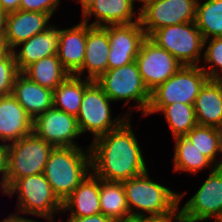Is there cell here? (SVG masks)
Masks as SVG:
<instances>
[{
	"label": "cell",
	"mask_w": 222,
	"mask_h": 222,
	"mask_svg": "<svg viewBox=\"0 0 222 222\" xmlns=\"http://www.w3.org/2000/svg\"><path fill=\"white\" fill-rule=\"evenodd\" d=\"M130 121L128 117L118 128L92 139L91 172L98 178L123 182L148 171Z\"/></svg>",
	"instance_id": "cell-1"
},
{
	"label": "cell",
	"mask_w": 222,
	"mask_h": 222,
	"mask_svg": "<svg viewBox=\"0 0 222 222\" xmlns=\"http://www.w3.org/2000/svg\"><path fill=\"white\" fill-rule=\"evenodd\" d=\"M148 172L122 182L133 220L171 213L187 194V191L178 193L153 181Z\"/></svg>",
	"instance_id": "cell-2"
},
{
	"label": "cell",
	"mask_w": 222,
	"mask_h": 222,
	"mask_svg": "<svg viewBox=\"0 0 222 222\" xmlns=\"http://www.w3.org/2000/svg\"><path fill=\"white\" fill-rule=\"evenodd\" d=\"M43 173L63 202L91 173L89 145L85 151L81 147H54Z\"/></svg>",
	"instance_id": "cell-3"
},
{
	"label": "cell",
	"mask_w": 222,
	"mask_h": 222,
	"mask_svg": "<svg viewBox=\"0 0 222 222\" xmlns=\"http://www.w3.org/2000/svg\"><path fill=\"white\" fill-rule=\"evenodd\" d=\"M3 148L5 192L17 179L43 173L54 147L31 133Z\"/></svg>",
	"instance_id": "cell-4"
},
{
	"label": "cell",
	"mask_w": 222,
	"mask_h": 222,
	"mask_svg": "<svg viewBox=\"0 0 222 222\" xmlns=\"http://www.w3.org/2000/svg\"><path fill=\"white\" fill-rule=\"evenodd\" d=\"M15 192L18 193L15 215L23 213L54 222V216L63 213V202L53 192L44 173L17 179L4 194L12 197Z\"/></svg>",
	"instance_id": "cell-5"
},
{
	"label": "cell",
	"mask_w": 222,
	"mask_h": 222,
	"mask_svg": "<svg viewBox=\"0 0 222 222\" xmlns=\"http://www.w3.org/2000/svg\"><path fill=\"white\" fill-rule=\"evenodd\" d=\"M208 79L200 66L182 65L174 75L151 92L145 116L160 113L165 106L175 102L193 105L201 87Z\"/></svg>",
	"instance_id": "cell-6"
},
{
	"label": "cell",
	"mask_w": 222,
	"mask_h": 222,
	"mask_svg": "<svg viewBox=\"0 0 222 222\" xmlns=\"http://www.w3.org/2000/svg\"><path fill=\"white\" fill-rule=\"evenodd\" d=\"M114 103L125 101L124 105L135 101L134 109L143 116L149 107L151 93L142 81L136 61L122 67L108 69L95 81Z\"/></svg>",
	"instance_id": "cell-7"
},
{
	"label": "cell",
	"mask_w": 222,
	"mask_h": 222,
	"mask_svg": "<svg viewBox=\"0 0 222 222\" xmlns=\"http://www.w3.org/2000/svg\"><path fill=\"white\" fill-rule=\"evenodd\" d=\"M149 38L172 54L182 65L199 66L202 63L204 38L195 22L159 28Z\"/></svg>",
	"instance_id": "cell-8"
},
{
	"label": "cell",
	"mask_w": 222,
	"mask_h": 222,
	"mask_svg": "<svg viewBox=\"0 0 222 222\" xmlns=\"http://www.w3.org/2000/svg\"><path fill=\"white\" fill-rule=\"evenodd\" d=\"M112 101L102 88L93 81L84 91L79 113L76 116L81 134L92 133L93 139L118 128L132 115L131 110L123 116L112 118Z\"/></svg>",
	"instance_id": "cell-9"
},
{
	"label": "cell",
	"mask_w": 222,
	"mask_h": 222,
	"mask_svg": "<svg viewBox=\"0 0 222 222\" xmlns=\"http://www.w3.org/2000/svg\"><path fill=\"white\" fill-rule=\"evenodd\" d=\"M188 222H203L222 218V167L209 172L197 192L181 207Z\"/></svg>",
	"instance_id": "cell-10"
},
{
	"label": "cell",
	"mask_w": 222,
	"mask_h": 222,
	"mask_svg": "<svg viewBox=\"0 0 222 222\" xmlns=\"http://www.w3.org/2000/svg\"><path fill=\"white\" fill-rule=\"evenodd\" d=\"M198 0H152L140 10V23L149 37L155 30L195 22Z\"/></svg>",
	"instance_id": "cell-11"
},
{
	"label": "cell",
	"mask_w": 222,
	"mask_h": 222,
	"mask_svg": "<svg viewBox=\"0 0 222 222\" xmlns=\"http://www.w3.org/2000/svg\"><path fill=\"white\" fill-rule=\"evenodd\" d=\"M135 61L142 81L150 93L182 66L172 54L159 47L149 37L142 42Z\"/></svg>",
	"instance_id": "cell-12"
},
{
	"label": "cell",
	"mask_w": 222,
	"mask_h": 222,
	"mask_svg": "<svg viewBox=\"0 0 222 222\" xmlns=\"http://www.w3.org/2000/svg\"><path fill=\"white\" fill-rule=\"evenodd\" d=\"M33 133L53 147H82L74 142L81 135L76 116L55 107L33 120Z\"/></svg>",
	"instance_id": "cell-13"
},
{
	"label": "cell",
	"mask_w": 222,
	"mask_h": 222,
	"mask_svg": "<svg viewBox=\"0 0 222 222\" xmlns=\"http://www.w3.org/2000/svg\"><path fill=\"white\" fill-rule=\"evenodd\" d=\"M109 37L108 69L128 65L136 60L147 37L140 21L131 24L107 25Z\"/></svg>",
	"instance_id": "cell-14"
},
{
	"label": "cell",
	"mask_w": 222,
	"mask_h": 222,
	"mask_svg": "<svg viewBox=\"0 0 222 222\" xmlns=\"http://www.w3.org/2000/svg\"><path fill=\"white\" fill-rule=\"evenodd\" d=\"M51 17L46 13L22 10L6 14L3 40L8 49L12 51L19 43L46 31L52 26L49 24Z\"/></svg>",
	"instance_id": "cell-15"
},
{
	"label": "cell",
	"mask_w": 222,
	"mask_h": 222,
	"mask_svg": "<svg viewBox=\"0 0 222 222\" xmlns=\"http://www.w3.org/2000/svg\"><path fill=\"white\" fill-rule=\"evenodd\" d=\"M109 50L108 30L103 26H91L87 23L85 58L76 76L82 77L84 74L85 79L96 81L108 70Z\"/></svg>",
	"instance_id": "cell-16"
},
{
	"label": "cell",
	"mask_w": 222,
	"mask_h": 222,
	"mask_svg": "<svg viewBox=\"0 0 222 222\" xmlns=\"http://www.w3.org/2000/svg\"><path fill=\"white\" fill-rule=\"evenodd\" d=\"M33 133V119L10 95L0 96V141L3 147ZM11 141V142H10Z\"/></svg>",
	"instance_id": "cell-17"
},
{
	"label": "cell",
	"mask_w": 222,
	"mask_h": 222,
	"mask_svg": "<svg viewBox=\"0 0 222 222\" xmlns=\"http://www.w3.org/2000/svg\"><path fill=\"white\" fill-rule=\"evenodd\" d=\"M87 23L81 21L71 28L60 29L57 55L63 68L76 75L82 68L85 58Z\"/></svg>",
	"instance_id": "cell-18"
},
{
	"label": "cell",
	"mask_w": 222,
	"mask_h": 222,
	"mask_svg": "<svg viewBox=\"0 0 222 222\" xmlns=\"http://www.w3.org/2000/svg\"><path fill=\"white\" fill-rule=\"evenodd\" d=\"M91 16H94L96 20L89 23ZM139 19L140 11L136 12L131 0H95L82 14V21L91 26L131 24L139 22Z\"/></svg>",
	"instance_id": "cell-19"
},
{
	"label": "cell",
	"mask_w": 222,
	"mask_h": 222,
	"mask_svg": "<svg viewBox=\"0 0 222 222\" xmlns=\"http://www.w3.org/2000/svg\"><path fill=\"white\" fill-rule=\"evenodd\" d=\"M58 44L59 28L54 25L46 31L34 35L29 40L19 43L12 50L18 70L23 72L32 63L56 55ZM20 45L22 48L17 51V47Z\"/></svg>",
	"instance_id": "cell-20"
},
{
	"label": "cell",
	"mask_w": 222,
	"mask_h": 222,
	"mask_svg": "<svg viewBox=\"0 0 222 222\" xmlns=\"http://www.w3.org/2000/svg\"><path fill=\"white\" fill-rule=\"evenodd\" d=\"M12 95L33 120L53 107V90L31 81L22 72L16 76Z\"/></svg>",
	"instance_id": "cell-21"
},
{
	"label": "cell",
	"mask_w": 222,
	"mask_h": 222,
	"mask_svg": "<svg viewBox=\"0 0 222 222\" xmlns=\"http://www.w3.org/2000/svg\"><path fill=\"white\" fill-rule=\"evenodd\" d=\"M100 178L92 172L63 201L62 211L69 216L88 217L101 213L100 208Z\"/></svg>",
	"instance_id": "cell-22"
},
{
	"label": "cell",
	"mask_w": 222,
	"mask_h": 222,
	"mask_svg": "<svg viewBox=\"0 0 222 222\" xmlns=\"http://www.w3.org/2000/svg\"><path fill=\"white\" fill-rule=\"evenodd\" d=\"M198 125L218 128L222 123V85L208 79L193 104Z\"/></svg>",
	"instance_id": "cell-23"
},
{
	"label": "cell",
	"mask_w": 222,
	"mask_h": 222,
	"mask_svg": "<svg viewBox=\"0 0 222 222\" xmlns=\"http://www.w3.org/2000/svg\"><path fill=\"white\" fill-rule=\"evenodd\" d=\"M101 214L112 218L115 222L133 220L125 196L122 182L100 179Z\"/></svg>",
	"instance_id": "cell-24"
},
{
	"label": "cell",
	"mask_w": 222,
	"mask_h": 222,
	"mask_svg": "<svg viewBox=\"0 0 222 222\" xmlns=\"http://www.w3.org/2000/svg\"><path fill=\"white\" fill-rule=\"evenodd\" d=\"M92 80L69 75L55 90H53V107L77 116L83 100L85 89Z\"/></svg>",
	"instance_id": "cell-25"
},
{
	"label": "cell",
	"mask_w": 222,
	"mask_h": 222,
	"mask_svg": "<svg viewBox=\"0 0 222 222\" xmlns=\"http://www.w3.org/2000/svg\"><path fill=\"white\" fill-rule=\"evenodd\" d=\"M173 157V170L176 172H189L197 174L198 171L217 166L202 154L185 136L176 137Z\"/></svg>",
	"instance_id": "cell-26"
},
{
	"label": "cell",
	"mask_w": 222,
	"mask_h": 222,
	"mask_svg": "<svg viewBox=\"0 0 222 222\" xmlns=\"http://www.w3.org/2000/svg\"><path fill=\"white\" fill-rule=\"evenodd\" d=\"M22 73L31 81L51 90H55L70 75L57 54L32 63Z\"/></svg>",
	"instance_id": "cell-27"
},
{
	"label": "cell",
	"mask_w": 222,
	"mask_h": 222,
	"mask_svg": "<svg viewBox=\"0 0 222 222\" xmlns=\"http://www.w3.org/2000/svg\"><path fill=\"white\" fill-rule=\"evenodd\" d=\"M195 24L204 40L222 37V0H198Z\"/></svg>",
	"instance_id": "cell-28"
},
{
	"label": "cell",
	"mask_w": 222,
	"mask_h": 222,
	"mask_svg": "<svg viewBox=\"0 0 222 222\" xmlns=\"http://www.w3.org/2000/svg\"><path fill=\"white\" fill-rule=\"evenodd\" d=\"M185 137L217 167H222V144L218 128L197 124ZM218 155L220 157L217 159Z\"/></svg>",
	"instance_id": "cell-29"
},
{
	"label": "cell",
	"mask_w": 222,
	"mask_h": 222,
	"mask_svg": "<svg viewBox=\"0 0 222 222\" xmlns=\"http://www.w3.org/2000/svg\"><path fill=\"white\" fill-rule=\"evenodd\" d=\"M160 112L164 114L173 138L185 136L197 125L193 105L175 102L165 106Z\"/></svg>",
	"instance_id": "cell-30"
},
{
	"label": "cell",
	"mask_w": 222,
	"mask_h": 222,
	"mask_svg": "<svg viewBox=\"0 0 222 222\" xmlns=\"http://www.w3.org/2000/svg\"><path fill=\"white\" fill-rule=\"evenodd\" d=\"M204 48L206 49L204 50V53H202L204 60L203 62L208 65L204 64V66L200 67L205 71L209 79L221 80L222 79V37H215L204 40Z\"/></svg>",
	"instance_id": "cell-31"
},
{
	"label": "cell",
	"mask_w": 222,
	"mask_h": 222,
	"mask_svg": "<svg viewBox=\"0 0 222 222\" xmlns=\"http://www.w3.org/2000/svg\"><path fill=\"white\" fill-rule=\"evenodd\" d=\"M19 73L14 55L9 51L0 59V96L12 94L14 82Z\"/></svg>",
	"instance_id": "cell-32"
},
{
	"label": "cell",
	"mask_w": 222,
	"mask_h": 222,
	"mask_svg": "<svg viewBox=\"0 0 222 222\" xmlns=\"http://www.w3.org/2000/svg\"><path fill=\"white\" fill-rule=\"evenodd\" d=\"M61 0H21L19 10L35 11L53 16Z\"/></svg>",
	"instance_id": "cell-33"
},
{
	"label": "cell",
	"mask_w": 222,
	"mask_h": 222,
	"mask_svg": "<svg viewBox=\"0 0 222 222\" xmlns=\"http://www.w3.org/2000/svg\"><path fill=\"white\" fill-rule=\"evenodd\" d=\"M139 222H188L187 219L183 216L179 206L172 211L163 216H153V217H144L138 219Z\"/></svg>",
	"instance_id": "cell-34"
},
{
	"label": "cell",
	"mask_w": 222,
	"mask_h": 222,
	"mask_svg": "<svg viewBox=\"0 0 222 222\" xmlns=\"http://www.w3.org/2000/svg\"><path fill=\"white\" fill-rule=\"evenodd\" d=\"M67 222H115L112 218L104 214H96L88 217H73L69 216Z\"/></svg>",
	"instance_id": "cell-35"
},
{
	"label": "cell",
	"mask_w": 222,
	"mask_h": 222,
	"mask_svg": "<svg viewBox=\"0 0 222 222\" xmlns=\"http://www.w3.org/2000/svg\"><path fill=\"white\" fill-rule=\"evenodd\" d=\"M21 0H0V9L5 13H12L19 10Z\"/></svg>",
	"instance_id": "cell-36"
},
{
	"label": "cell",
	"mask_w": 222,
	"mask_h": 222,
	"mask_svg": "<svg viewBox=\"0 0 222 222\" xmlns=\"http://www.w3.org/2000/svg\"><path fill=\"white\" fill-rule=\"evenodd\" d=\"M0 222H38L29 218H25L22 215L18 216L13 213L8 215L5 219L1 220Z\"/></svg>",
	"instance_id": "cell-37"
},
{
	"label": "cell",
	"mask_w": 222,
	"mask_h": 222,
	"mask_svg": "<svg viewBox=\"0 0 222 222\" xmlns=\"http://www.w3.org/2000/svg\"><path fill=\"white\" fill-rule=\"evenodd\" d=\"M0 143V176L2 174V178L0 179V189L2 190V193L4 194V148Z\"/></svg>",
	"instance_id": "cell-38"
},
{
	"label": "cell",
	"mask_w": 222,
	"mask_h": 222,
	"mask_svg": "<svg viewBox=\"0 0 222 222\" xmlns=\"http://www.w3.org/2000/svg\"><path fill=\"white\" fill-rule=\"evenodd\" d=\"M80 3L82 14L94 3L95 0H76Z\"/></svg>",
	"instance_id": "cell-39"
},
{
	"label": "cell",
	"mask_w": 222,
	"mask_h": 222,
	"mask_svg": "<svg viewBox=\"0 0 222 222\" xmlns=\"http://www.w3.org/2000/svg\"><path fill=\"white\" fill-rule=\"evenodd\" d=\"M10 50L8 49L3 38H0V59L4 57Z\"/></svg>",
	"instance_id": "cell-40"
},
{
	"label": "cell",
	"mask_w": 222,
	"mask_h": 222,
	"mask_svg": "<svg viewBox=\"0 0 222 222\" xmlns=\"http://www.w3.org/2000/svg\"><path fill=\"white\" fill-rule=\"evenodd\" d=\"M5 13L0 9V38L4 35Z\"/></svg>",
	"instance_id": "cell-41"
},
{
	"label": "cell",
	"mask_w": 222,
	"mask_h": 222,
	"mask_svg": "<svg viewBox=\"0 0 222 222\" xmlns=\"http://www.w3.org/2000/svg\"><path fill=\"white\" fill-rule=\"evenodd\" d=\"M132 1V3L133 4H135L136 2L135 1H137V2H141L142 3V5H140L141 7L139 8L138 7V9H139V11L141 10V9H143L147 4H149L152 0H131Z\"/></svg>",
	"instance_id": "cell-42"
},
{
	"label": "cell",
	"mask_w": 222,
	"mask_h": 222,
	"mask_svg": "<svg viewBox=\"0 0 222 222\" xmlns=\"http://www.w3.org/2000/svg\"><path fill=\"white\" fill-rule=\"evenodd\" d=\"M218 130H219L220 139H221V144H222V123H221V125L218 127Z\"/></svg>",
	"instance_id": "cell-43"
},
{
	"label": "cell",
	"mask_w": 222,
	"mask_h": 222,
	"mask_svg": "<svg viewBox=\"0 0 222 222\" xmlns=\"http://www.w3.org/2000/svg\"><path fill=\"white\" fill-rule=\"evenodd\" d=\"M126 222H139L138 220H131V221H126Z\"/></svg>",
	"instance_id": "cell-44"
}]
</instances>
